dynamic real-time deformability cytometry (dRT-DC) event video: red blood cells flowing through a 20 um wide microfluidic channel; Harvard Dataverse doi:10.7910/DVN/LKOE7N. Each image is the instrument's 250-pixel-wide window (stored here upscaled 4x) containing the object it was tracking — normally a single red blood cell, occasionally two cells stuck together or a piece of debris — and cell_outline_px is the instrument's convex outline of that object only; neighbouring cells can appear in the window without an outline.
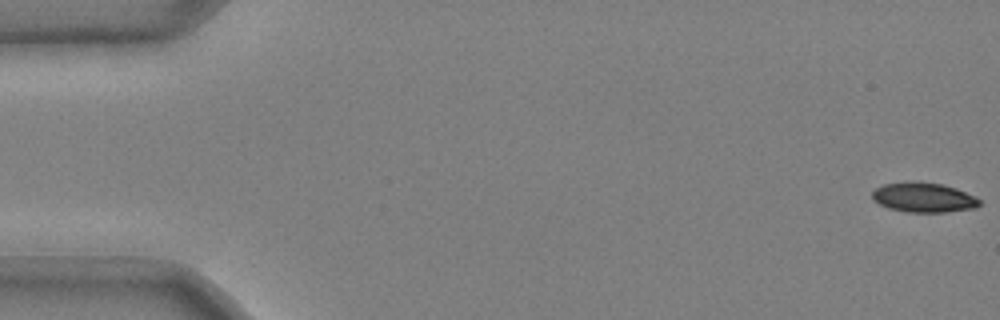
{"species": "common noctule bat (a hibernating species)", "species_latin": "Nyctalus noctula", "temperature_condition": "cold", "stored_images_in_passage": 52, "camera_frame_rate_fps": 3000, "um_per_image_px": 0.085, "animal": {"sex": "male", "body_mass_g": 20.4}, "frame": {"image": 1, "passage_image": 1, "time_ms": 0.0, "image_size_px": [1000, 320], "cell_outline_px": [[980, 204], [976, 208], [944, 212], [908, 212], [888, 208], [872, 200], [872, 192], [876, 188], [884, 184], [908, 180], [916, 180], [944, 184], [956, 188], [976, 196], [980, 200]], "centroid_in_image_um": [78.5, 16.76], "position_along_channel_um": 6.5, "area_um2": 18.96}}
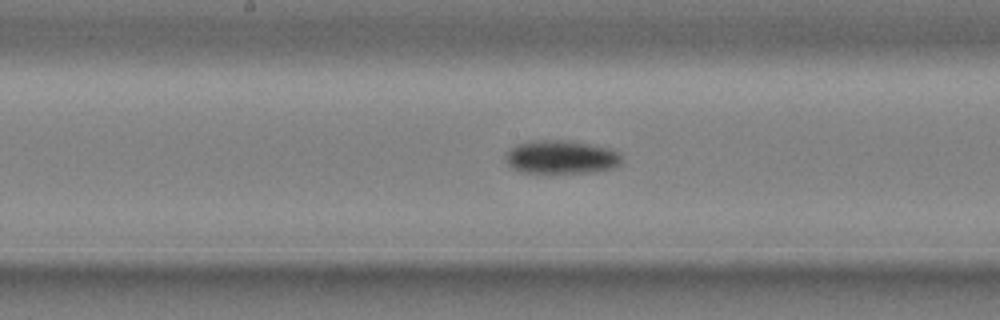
{"frame": {"image": 2, "passage_image": 28, "time_ms": 9.0, "image_size_px": [1000, 320], "cell_outline_px": [[620, 164], [616, 168], [596, 172], [548, 176], [544, 176], [520, 172], [512, 168], [504, 160], [504, 152], [516, 144], [540, 140], [564, 140], [588, 144], [608, 148], [620, 152]], "centroid_in_image_um": [47.64, 13.42], "position_along_channel_um": 200.6, "area_um2": 23.81}}
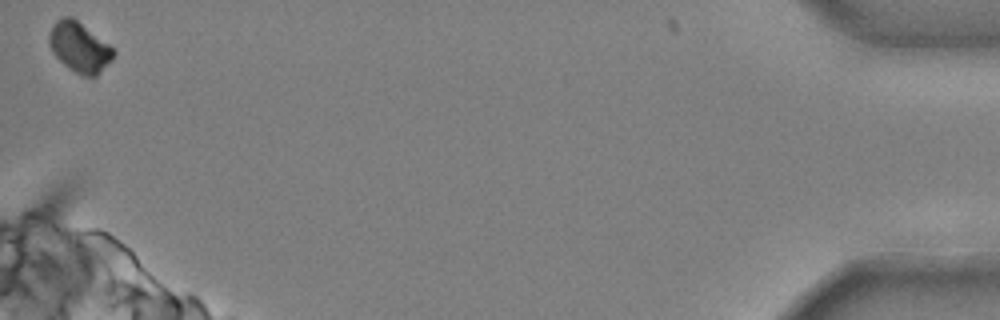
{"frame": {"image": 3, "passage_image": 52, "time_ms": 17.0, "image_size_px": [1000, 320], "cell_outline_px": [[116, 52], [112, 60], [96, 76], [84, 76], [76, 72], [64, 64], [52, 52], [48, 44], [48, 32], [52, 24], [60, 16], [68, 16], [76, 20], [108, 44]], "centroid_in_image_um": [6.71, 4.0], "position_along_channel_um": 428.5, "area_um2": 18.55}, "authors_computed_cell_mechanics": {"area_um2": 20.7213, "velocity_mm_per_s": 3.7204, "shape_relaxation_time_tau1_ms": 5.3632, "shape_relaxation_time_tau2_ms": null, "deformation_change_tau1": 0.1524, "deformation_change_tau2": null}}